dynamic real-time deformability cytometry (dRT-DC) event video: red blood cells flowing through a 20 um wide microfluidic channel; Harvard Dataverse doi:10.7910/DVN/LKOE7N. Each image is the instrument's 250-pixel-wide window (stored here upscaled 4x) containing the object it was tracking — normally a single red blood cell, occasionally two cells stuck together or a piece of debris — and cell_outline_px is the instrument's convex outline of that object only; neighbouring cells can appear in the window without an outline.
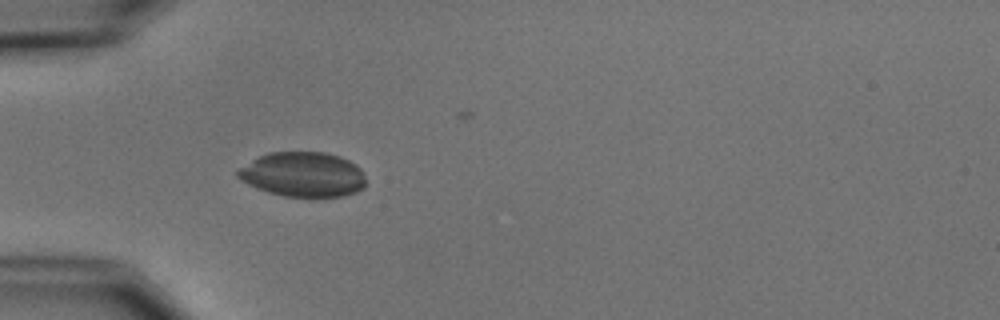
{"species": "common noctule bat (a hibernating species)", "species_latin": "Nyctalus noctula", "temperature_condition": "cold", "stored_images_in_passage": 4, "camera_frame_rate_fps": 3000, "um_per_image_px": 0.085, "animal": {"sex": "male", "body_mass_g": 15.6}, "frame": {"image": 1, "passage_image": 4, "time_ms": 3.667, "image_size_px": [1000, 320], "cell_outline_px": [[364, 188], [356, 192], [340, 196], [284, 196], [268, 192], [256, 188], [240, 180], [236, 176], [236, 172], [240, 168], [252, 160], [268, 152], [324, 152], [340, 156], [356, 164], [364, 172]], "centroid_in_image_um": [25.75, 14.82], "position_along_channel_um": 59.2, "area_um2": 33.35}}